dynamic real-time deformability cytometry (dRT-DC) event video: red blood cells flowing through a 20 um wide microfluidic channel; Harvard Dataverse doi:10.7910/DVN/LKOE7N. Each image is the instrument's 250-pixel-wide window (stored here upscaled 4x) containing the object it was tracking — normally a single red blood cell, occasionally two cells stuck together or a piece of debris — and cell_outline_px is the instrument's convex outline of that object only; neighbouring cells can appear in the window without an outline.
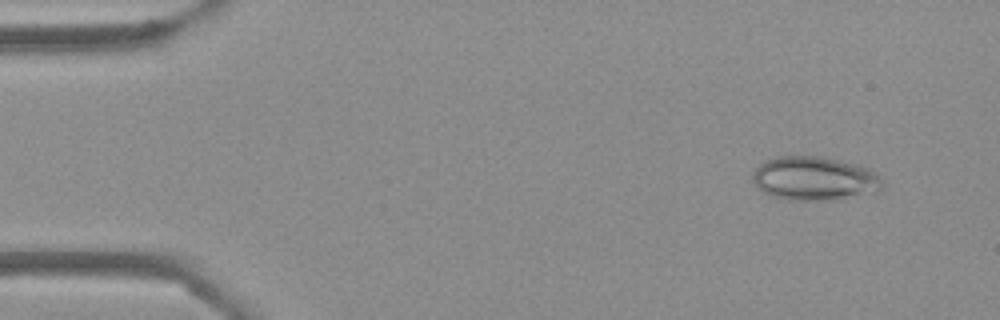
{"species": "Egyptian fruit bat (a non-hibernating species)", "species_latin": "Rousettus aegyptiacus", "temperature_condition": "cold", "stored_images_in_passage": 50, "camera_frame_rate_fps": 3000, "um_per_image_px": 0.085, "frame": {"image": 1, "passage_image": 2, "time_ms": 0.333, "image_size_px": [1000, 320], "cell_outline_px": [[880, 188], [836, 200], [788, 200], [772, 196], [764, 192], [752, 180], [752, 172], [764, 160], [776, 156], [820, 156], [856, 164], [868, 168], [880, 176]], "centroid_in_image_um": [69.13, 15.15], "position_along_channel_um": 15.9, "area_um2": 32.66}}
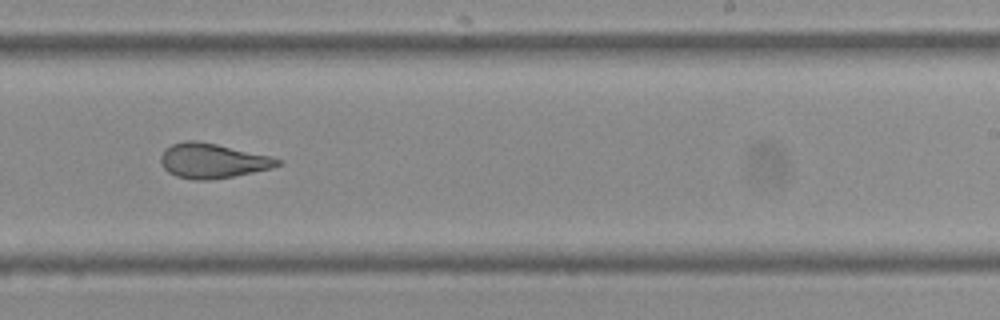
{"frame": {"image": 2, "passage_image": 30, "time_ms": 9.667, "image_size_px": [1000, 320], "cell_outline_px": [[284, 164], [272, 168], [232, 176], [208, 180], [196, 180], [176, 176], [168, 172], [164, 168], [160, 160], [160, 156], [164, 148], [172, 144], [184, 140], [196, 140], [216, 144], [272, 156], [284, 160]], "centroid_in_image_um": [18.08, 13.65], "position_along_channel_um": 270.9, "area_um2": 23.81}}
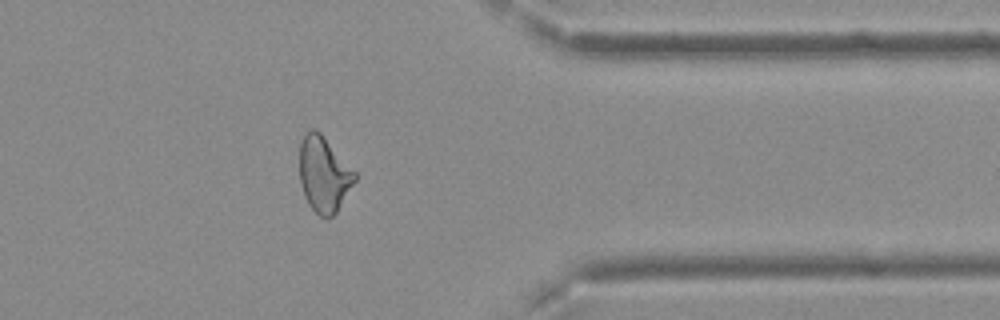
{"frame": {"image": 3, "passage_image": 40, "time_ms": 13.0, "image_size_px": [1000, 320], "cell_outline_px": [[356, 180], [336, 212], [332, 216], [320, 216], [308, 204], [304, 196], [300, 184], [300, 144], [304, 136], [312, 128], [316, 128], [320, 132], [356, 172]], "centroid_in_image_um": [27.52, 14.81], "position_along_channel_um": 383.9, "area_um2": 24.04}, "authors_computed_cell_mechanics": {"area_um2": 24.9696, "velocity_mm_per_s": 3.7961, "shape_relaxation_time_tau1_ms": 10.2211, "shape_relaxation_time_tau2_ms": 1.5616, "deformation_change_tau1": 0.1942, "deformation_change_tau2": 0.0837}}